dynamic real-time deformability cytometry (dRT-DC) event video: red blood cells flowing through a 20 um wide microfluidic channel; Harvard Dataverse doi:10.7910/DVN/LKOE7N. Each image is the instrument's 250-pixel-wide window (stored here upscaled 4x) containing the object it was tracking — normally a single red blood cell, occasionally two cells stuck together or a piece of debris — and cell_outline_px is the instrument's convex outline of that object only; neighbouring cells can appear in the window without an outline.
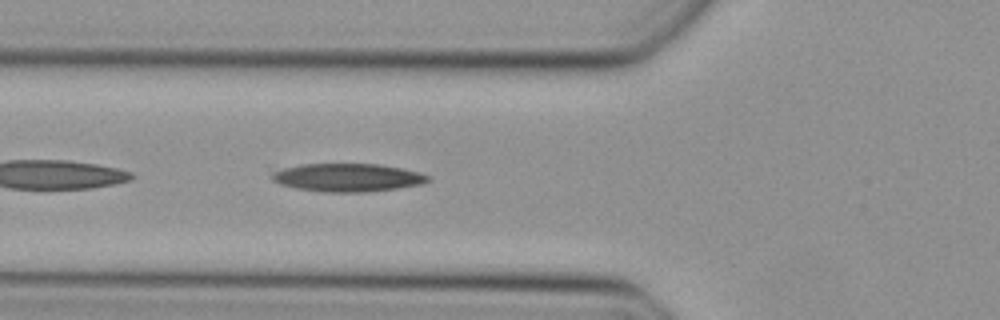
{"species": "Egyptian fruit bat (a non-hibernating species)", "species_latin": "Rousettus aegyptiacus", "temperature_condition": "cold", "stored_images_in_passage": 30, "camera_frame_rate_fps": 3000, "um_per_image_px": 0.085, "animal": {"sex": "female"}, "frame": {"image": 1, "passage_image": 3, "time_ms": 0.667, "image_size_px": [1000, 320], "cell_outline_px": [[432, 180], [424, 184], [368, 192], [324, 192], [296, 188], [280, 184], [272, 180], [272, 172], [284, 168], [300, 164], [380, 164], [420, 172], [428, 176]], "centroid_in_image_um": [29.57, 15.09], "position_along_channel_um": 96.2, "area_um2": 25.61}}
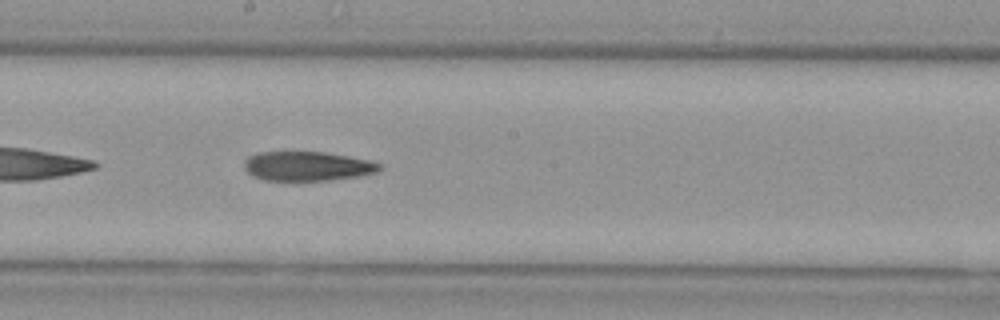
{"frame": {"image": 2, "passage_image": 12, "time_ms": 3.667, "image_size_px": [1000, 320], "cell_outline_px": [[384, 168], [376, 172], [356, 176], [328, 180], [264, 180], [252, 176], [244, 168], [244, 164], [248, 156], [256, 152], [324, 152], [372, 160], [380, 164]], "centroid_in_image_um": [26.12, 14.11], "position_along_channel_um": 222.1, "area_um2": 23.12}}
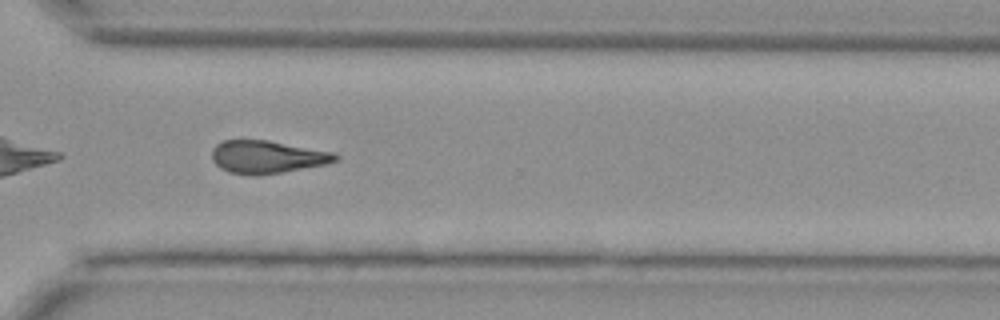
{"frame": {"image": 3, "passage_image": 21, "time_ms": 6.667, "image_size_px": [1000, 320], "cell_outline_px": [[340, 156], [336, 160], [328, 164], [280, 172], [228, 172], [220, 168], [212, 160], [212, 148], [216, 144], [224, 140], [268, 140], [336, 152]], "centroid_in_image_um": [22.75, 13.29], "position_along_channel_um": 347.8, "area_um2": 23.0}}